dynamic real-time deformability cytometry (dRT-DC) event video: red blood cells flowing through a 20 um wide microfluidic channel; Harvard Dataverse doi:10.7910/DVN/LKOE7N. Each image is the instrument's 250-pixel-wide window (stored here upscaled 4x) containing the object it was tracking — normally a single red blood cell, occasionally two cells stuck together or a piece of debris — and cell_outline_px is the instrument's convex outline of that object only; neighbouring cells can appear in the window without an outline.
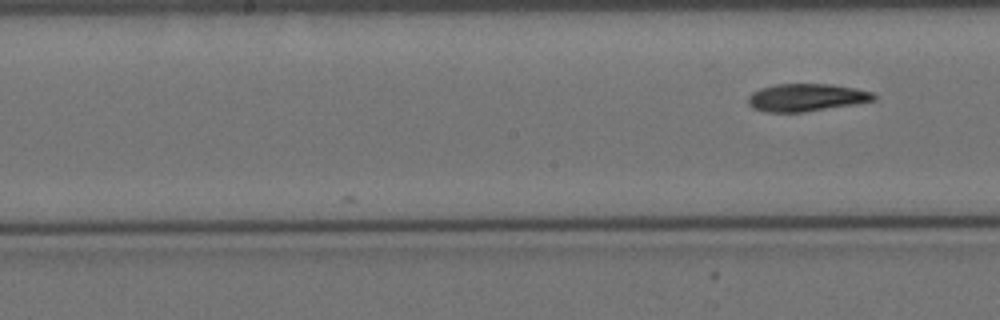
{"species": "Egyptian fruit bat (a non-hibernating species)", "species_latin": "Rousettus aegyptiacus", "temperature_condition": "cold", "stored_images_in_passage": 11, "camera_frame_rate_fps": 3000, "um_per_image_px": 0.085, "animal": {"sex": "female"}, "frame": {"image": 1, "passage_image": 11, "time_ms": 3.333, "image_size_px": [1000, 320], "cell_outline_px": [[876, 100], [804, 112], [764, 112], [752, 108], [748, 104], [748, 96], [752, 92], [760, 88], [776, 84], [828, 84], [852, 88], [872, 92], [876, 96]], "centroid_in_image_um": [68.47, 8.29], "position_along_channel_um": 179.7, "area_um2": 20.06}}